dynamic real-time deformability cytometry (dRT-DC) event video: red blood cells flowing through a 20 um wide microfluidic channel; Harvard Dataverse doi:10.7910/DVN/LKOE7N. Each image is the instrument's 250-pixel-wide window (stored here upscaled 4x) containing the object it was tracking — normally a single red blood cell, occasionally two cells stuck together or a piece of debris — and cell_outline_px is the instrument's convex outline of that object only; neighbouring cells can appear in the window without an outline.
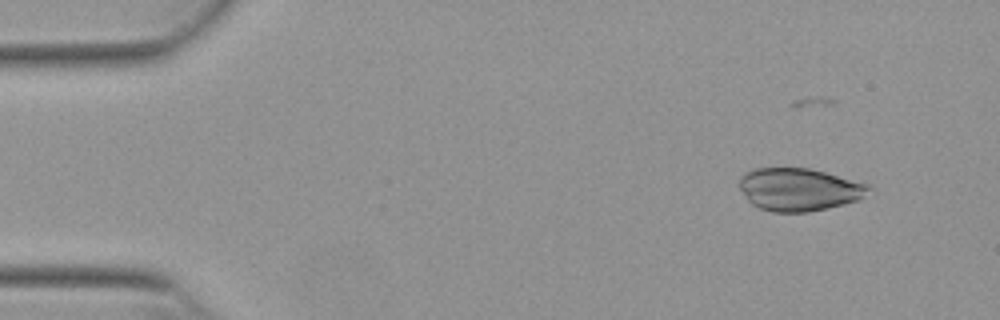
{"species": "Egyptian fruit bat (a non-hibernating species)", "species_latin": "Rousettus aegyptiacus", "temperature_condition": "warm", "stored_images_in_passage": 46, "camera_frame_rate_fps": 3000, "um_per_image_px": 0.085, "animal": {"sex": "female"}, "frame": {"image": 1, "passage_image": 7, "time_ms": 2.0, "image_size_px": [1000, 320], "cell_outline_px": [[876, 192], [860, 200], [828, 208], [808, 212], [772, 212], [760, 208], [752, 204], [748, 200], [740, 188], [740, 176], [744, 172], [756, 168], [808, 168], [824, 172], [868, 184]], "centroid_in_image_um": [67.98, 16.11], "position_along_channel_um": 17.0, "area_um2": 32.48}}
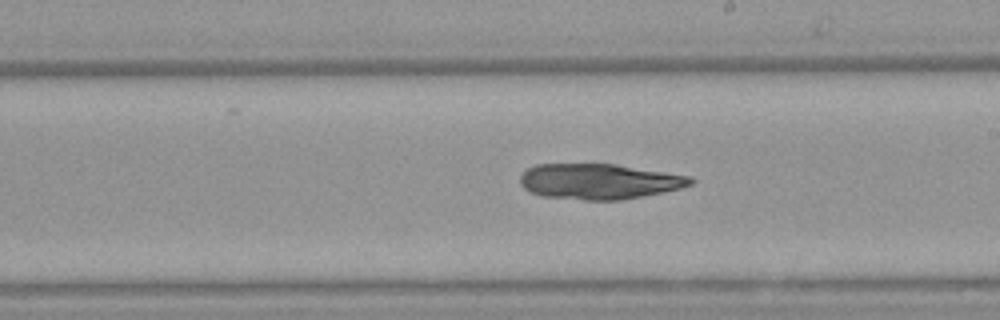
{"frame": {"image": 2, "passage_image": 32, "time_ms": 10.333, "image_size_px": [1000, 320], "cell_outline_px": [[696, 180], [692, 184], [680, 188], [664, 192], [620, 200], [584, 200], [540, 196], [524, 188], [520, 184], [520, 176], [528, 168], [536, 164], [616, 164], [692, 176]], "centroid_in_image_um": [50.94, 15.42], "position_along_channel_um": 238.1, "area_um2": 35.37}}
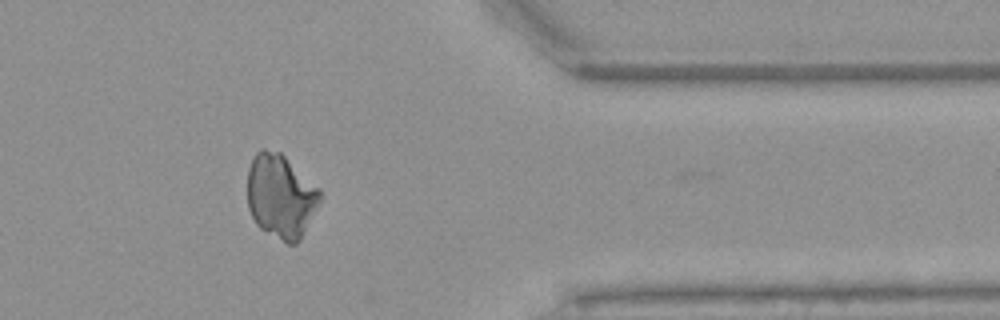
{"frame": {"image": 3, "passage_image": 45, "time_ms": 14.667, "image_size_px": [1000, 320], "cell_outline_px": [[320, 200], [300, 240], [296, 244], [288, 244], [260, 228], [256, 224], [248, 208], [248, 168], [256, 152], [260, 148], [264, 148], [280, 152], [320, 188]], "centroid_in_image_um": [23.85, 16.66], "position_along_channel_um": 387.6, "area_um2": 35.32}}